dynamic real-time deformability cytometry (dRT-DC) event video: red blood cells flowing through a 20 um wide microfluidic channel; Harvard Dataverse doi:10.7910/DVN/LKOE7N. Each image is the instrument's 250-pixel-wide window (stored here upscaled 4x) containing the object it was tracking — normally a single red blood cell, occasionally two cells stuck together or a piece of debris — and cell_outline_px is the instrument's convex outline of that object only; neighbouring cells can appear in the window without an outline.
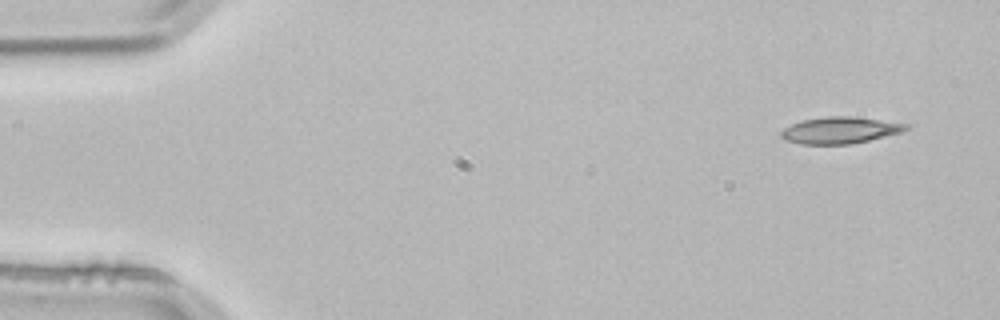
{"species": "common noctule bat (a hibernating species)", "species_latin": "Nyctalus noctula", "temperature_condition": "room temperature", "stored_images_in_passage": 4, "camera_frame_rate_fps": 3000, "um_per_image_px": 0.085, "animal": {"sex": "male", "body_mass_g": 21.5, "forearm_length_mm": 52.0}, "frame": {"image": 1, "passage_image": 1, "time_ms": 0.0, "image_size_px": [1000, 320], "cell_outline_px": [[908, 128], [900, 132], [868, 140], [848, 144], [800, 144], [784, 140], [780, 136], [780, 132], [784, 128], [800, 120], [828, 116], [852, 116], [908, 124]], "centroid_in_image_um": [71.32, 11.06], "position_along_channel_um": 13.7, "area_um2": 19.19}}